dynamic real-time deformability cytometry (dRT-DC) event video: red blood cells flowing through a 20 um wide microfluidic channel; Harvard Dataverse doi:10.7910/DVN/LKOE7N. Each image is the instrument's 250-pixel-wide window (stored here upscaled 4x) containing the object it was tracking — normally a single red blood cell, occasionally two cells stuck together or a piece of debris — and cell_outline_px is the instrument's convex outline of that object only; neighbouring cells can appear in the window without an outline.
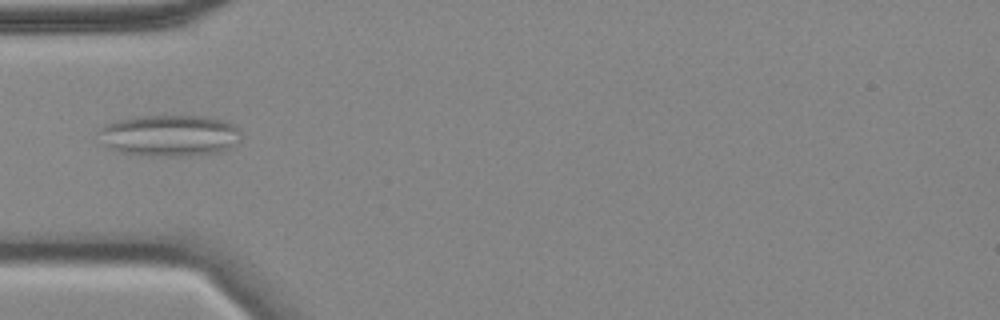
{"species": "common noctule bat (a hibernating species)", "species_latin": "Nyctalus noctula", "temperature_condition": "cold", "stored_images_in_passage": 17, "camera_frame_rate_fps": 3000, "um_per_image_px": 0.085, "animal": {"sex": "female", "body_mass_g": 18.4}, "frame": {"image": 1, "passage_image": 1, "time_ms": 0.0, "image_size_px": [1000, 320], "cell_outline_px": [[240, 140], [236, 144], [224, 152], [188, 156], [148, 156], [120, 152], [100, 144], [96, 132], [104, 124], [120, 120], [140, 116], [204, 116], [228, 120], [236, 124], [240, 128]], "centroid_in_image_um": [14.44, 11.53], "position_along_channel_um": 70.6, "area_um2": 35.26}}